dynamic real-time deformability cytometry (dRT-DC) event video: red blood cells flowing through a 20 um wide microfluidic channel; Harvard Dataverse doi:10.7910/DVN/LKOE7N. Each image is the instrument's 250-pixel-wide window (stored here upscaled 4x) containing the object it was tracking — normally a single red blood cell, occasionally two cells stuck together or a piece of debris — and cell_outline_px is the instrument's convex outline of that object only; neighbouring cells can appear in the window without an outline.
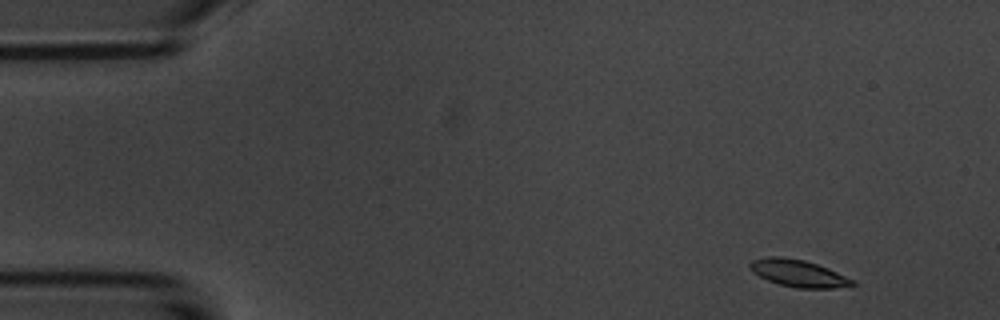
{"species": "common noctule bat (a hibernating species)", "species_latin": "Nyctalus noctula", "temperature_condition": "room temperature", "stored_images_in_passage": 5, "camera_frame_rate_fps": 3000, "um_per_image_px": 0.085, "animal": {"sex": "male", "body_mass_g": 20.1, "forearm_length_mm": 53.5}, "frame": {"image": 1, "passage_image": 1, "time_ms": 0.0, "image_size_px": [1000, 320], "cell_outline_px": [[856, 284], [852, 288], [796, 288], [780, 284], [768, 280], [752, 272], [748, 268], [748, 264], [752, 260], [768, 256], [776, 256], [804, 260], [828, 268], [856, 280]], "centroid_in_image_um": [67.92, 23.24], "position_along_channel_um": 17.1, "area_um2": 16.42}}
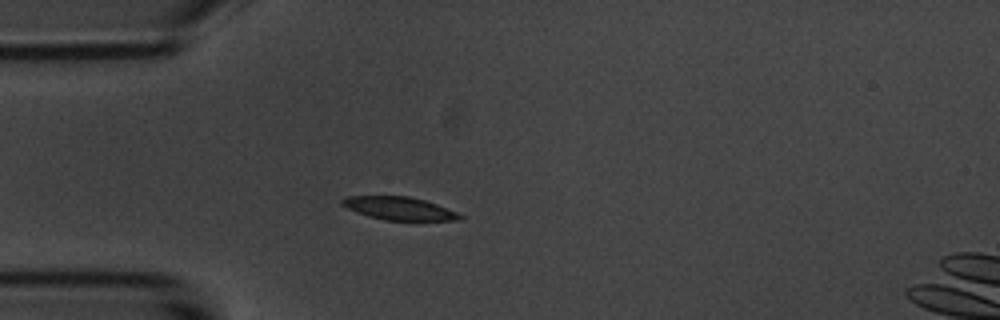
{"frame": {"image": 2, "passage_image": 4, "time_ms": 3.333, "image_size_px": [1000, 320], "cell_outline_px": [[464, 216], [460, 220], [384, 220], [368, 216], [356, 212], [340, 204], [340, 200], [348, 196], [408, 196], [424, 200], [436, 204], [456, 212]], "centroid_in_image_um": [33.9, 17.71], "position_along_channel_um": 51.1, "area_um2": 15.66}}